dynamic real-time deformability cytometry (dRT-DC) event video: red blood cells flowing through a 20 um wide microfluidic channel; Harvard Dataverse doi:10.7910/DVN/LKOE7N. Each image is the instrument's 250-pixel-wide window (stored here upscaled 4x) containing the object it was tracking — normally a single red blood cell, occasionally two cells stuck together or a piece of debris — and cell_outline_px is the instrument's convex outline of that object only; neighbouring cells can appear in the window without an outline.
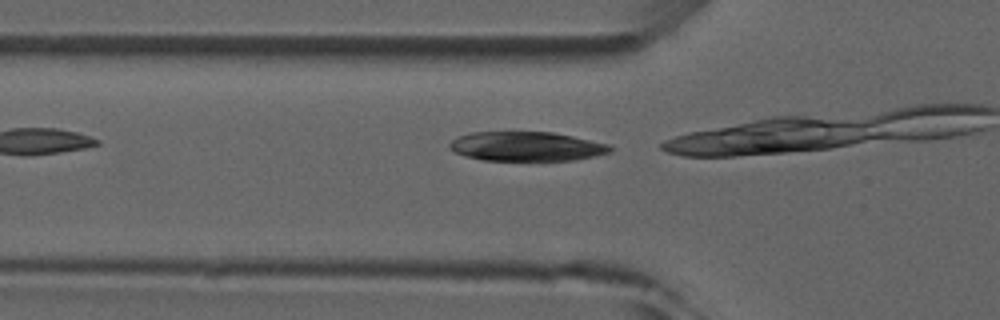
{"species": "common noctule bat (a hibernating species)", "species_latin": "Nyctalus noctula", "temperature_condition": "room temperature", "stored_images_in_passage": 6, "camera_frame_rate_fps": 3000, "um_per_image_px": 0.085, "animal": {"sex": "male", "forearm_length_mm": 52.5}, "frame": {"image": 1, "passage_image": 4, "time_ms": 3.667, "image_size_px": [1000, 320], "cell_outline_px": [[612, 152], [572, 160], [484, 160], [464, 156], [448, 148], [448, 144], [456, 136], [472, 132], [552, 132], [612, 144]], "centroid_in_image_um": [44.74, 12.43], "position_along_channel_um": 81.1, "area_um2": 27.51}}